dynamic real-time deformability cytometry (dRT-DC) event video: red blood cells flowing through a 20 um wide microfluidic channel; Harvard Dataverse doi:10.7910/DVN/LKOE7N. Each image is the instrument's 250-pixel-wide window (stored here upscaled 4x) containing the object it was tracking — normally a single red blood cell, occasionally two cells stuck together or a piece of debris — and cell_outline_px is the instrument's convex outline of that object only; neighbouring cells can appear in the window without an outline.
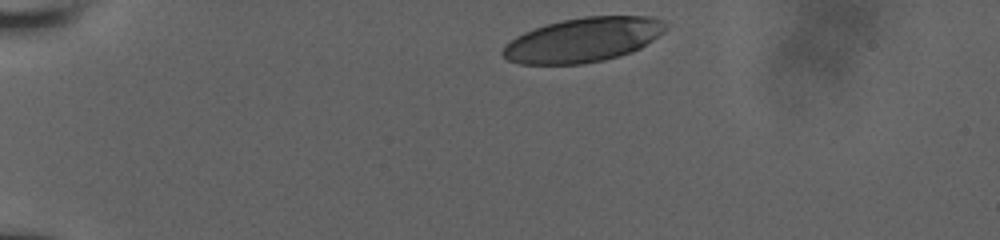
{"species": "human", "species_latin": "Homo sapiens", "temperature_condition": "room temperature", "stored_images_in_passage": 15, "camera_frame_rate_fps": 3000, "um_per_image_px": 0.085, "donor": {"sex": "male"}, "frame": {"image": 1, "passage_image": 1, "time_ms": 0.0, "image_size_px": [1000, 240], "cell_outline_px": [[668, 28], [664, 32], [640, 48], [632, 52], [604, 60], [584, 64], [520, 64], [508, 60], [500, 52], [504, 44], [516, 36], [524, 32], [560, 20], [584, 16], [648, 16], [664, 20], [668, 24]], "centroid_in_image_um": [49.57, 3.38], "position_along_channel_um": 35.4, "area_um2": 42.37}}
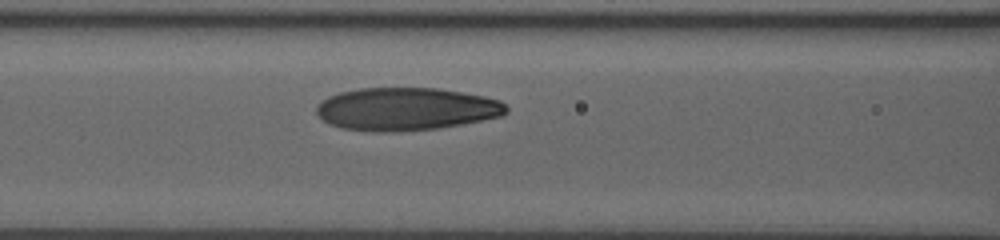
{"frame": {"image": 2, "passage_image": 9, "time_ms": 4.333, "image_size_px": [1000, 240], "cell_outline_px": [[508, 112], [500, 116], [460, 124], [436, 128], [396, 132], [372, 132], [344, 128], [328, 124], [316, 112], [316, 108], [328, 96], [340, 92], [360, 88], [436, 88], [484, 96], [500, 100], [508, 108]], "centroid_in_image_um": [34.51, 9.27], "position_along_channel_um": 132.1, "area_um2": 47.11}}
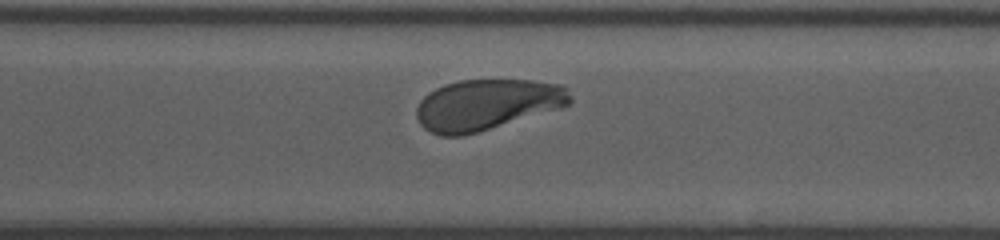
{"frame": {"image": 3, "passage_image": 15, "time_ms": 9.333, "image_size_px": [1000, 240], "cell_outline_px": [[572, 100], [568, 104], [560, 108], [464, 136], [440, 136], [424, 128], [420, 124], [416, 116], [416, 108], [420, 100], [428, 92], [444, 84], [460, 80], [532, 80], [564, 84], [568, 88], [572, 96]], "centroid_in_image_um": [41.39, 8.88], "position_along_channel_um": 329.2, "area_um2": 45.72}}